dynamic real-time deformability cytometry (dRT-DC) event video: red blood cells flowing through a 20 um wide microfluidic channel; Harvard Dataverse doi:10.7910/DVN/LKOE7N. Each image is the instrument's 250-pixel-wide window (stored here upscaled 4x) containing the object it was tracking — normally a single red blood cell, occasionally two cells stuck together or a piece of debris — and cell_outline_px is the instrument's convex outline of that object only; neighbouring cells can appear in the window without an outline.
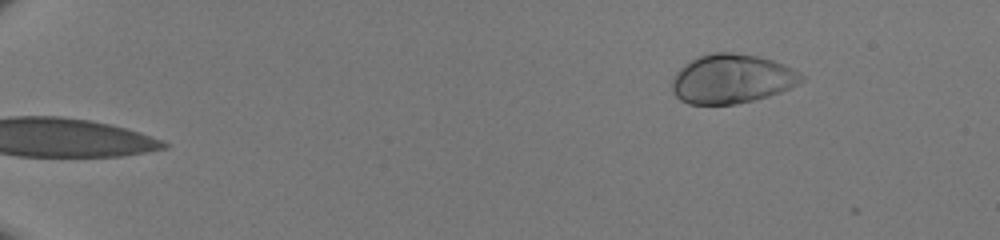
{"species": "human", "species_latin": "Homo sapiens", "temperature_condition": "room temperature", "stored_images_in_passage": 44, "camera_frame_rate_fps": 3000, "um_per_image_px": 0.085, "donor": {"sex": "male"}, "frame": {"image": 1, "passage_image": 1, "time_ms": 0.0, "image_size_px": [1000, 240], "cell_outline_px": [[804, 80], [780, 92], [768, 96], [736, 104], [688, 104], [680, 100], [672, 92], [672, 76], [684, 64], [700, 56], [716, 52], [732, 52], [756, 56], [772, 60], [784, 64], [792, 68], [804, 76]], "centroid_in_image_um": [62.17, 6.7], "position_along_channel_um": 22.8, "area_um2": 36.93}}
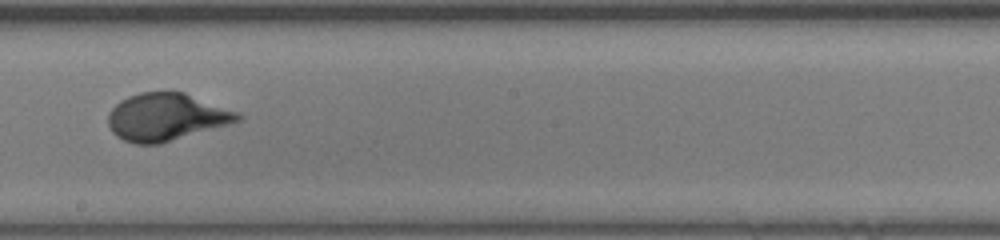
{"frame": {"image": 2, "passage_image": 26, "time_ms": 8.333, "image_size_px": [1000, 240], "cell_outline_px": [[244, 116], [240, 120], [160, 144], [136, 144], [124, 140], [116, 136], [112, 132], [108, 124], [108, 112], [120, 100], [128, 96], [140, 92], [184, 92], [240, 112]], "centroid_in_image_um": [14.11, 9.94], "position_along_channel_um": 234.1, "area_um2": 35.72}}
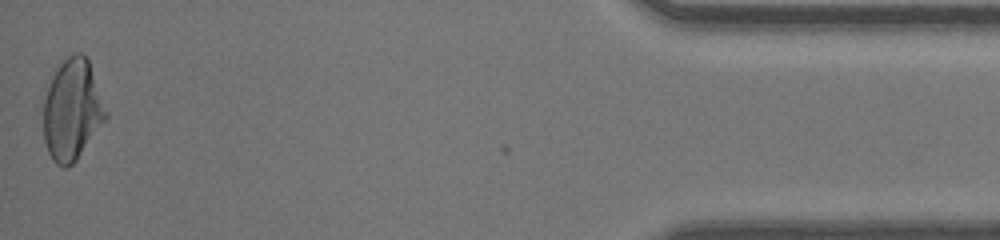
{"frame": {"image": 3, "passage_image": 44, "time_ms": 14.333, "image_size_px": [1000, 240], "cell_outline_px": [[108, 116], [76, 160], [68, 168], [64, 168], [56, 164], [52, 160], [48, 152], [44, 140], [44, 100], [52, 68], [68, 56], [76, 52], [84, 52], [88, 56], [108, 112]], "centroid_in_image_um": [6.13, 9.27], "position_along_channel_um": 429.1, "area_um2": 37.4}}